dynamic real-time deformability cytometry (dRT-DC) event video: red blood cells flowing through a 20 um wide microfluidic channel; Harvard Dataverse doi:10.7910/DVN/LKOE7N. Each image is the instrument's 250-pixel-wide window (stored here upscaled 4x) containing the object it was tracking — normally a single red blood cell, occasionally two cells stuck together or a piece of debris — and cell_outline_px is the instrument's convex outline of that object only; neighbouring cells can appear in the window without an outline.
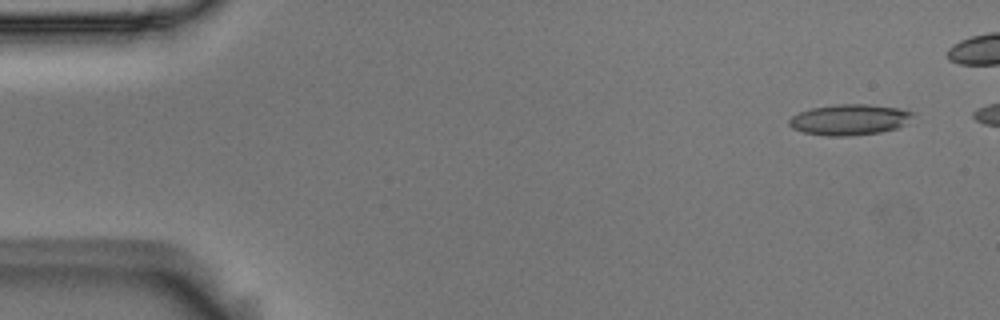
{"species": "Egyptian fruit bat (a non-hibernating species)", "species_latin": "Rousettus aegyptiacus", "temperature_condition": "room temperature", "stored_images_in_passage": 48, "camera_frame_rate_fps": 3000, "um_per_image_px": 0.085, "animal": {"sex": "male"}, "frame": {"image": 1, "passage_image": 3, "time_ms": 0.667, "image_size_px": [1000, 320], "cell_outline_px": [[916, 112], [900, 128], [880, 132], [848, 136], [828, 136], [804, 132], [792, 128], [788, 124], [788, 120], [792, 116], [800, 112], [812, 108], [836, 104], [868, 104], [900, 108]], "centroid_in_image_um": [72.22, 10.17], "position_along_channel_um": 12.8, "area_um2": 22.25}}
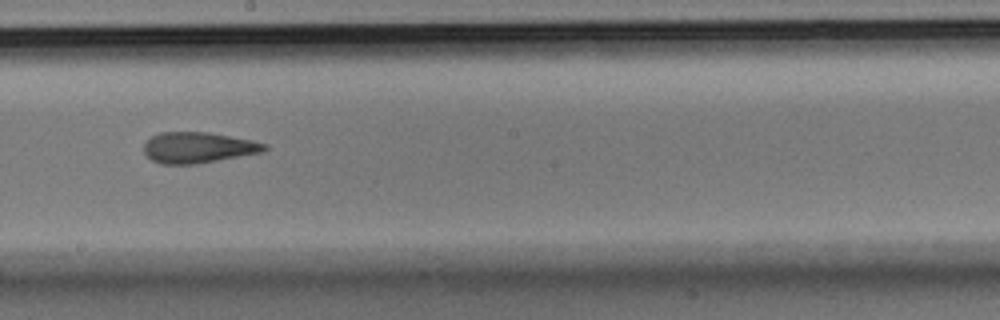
{"frame": {"image": 2, "passage_image": 30, "time_ms": 9.667, "image_size_px": [1000, 320], "cell_outline_px": [[268, 148], [264, 152], [196, 164], [160, 164], [152, 160], [144, 152], [144, 144], [152, 136], [160, 132], [208, 132], [252, 140], [268, 144]], "centroid_in_image_um": [16.86, 12.54], "position_along_channel_um": 231.3, "area_um2": 21.73}}
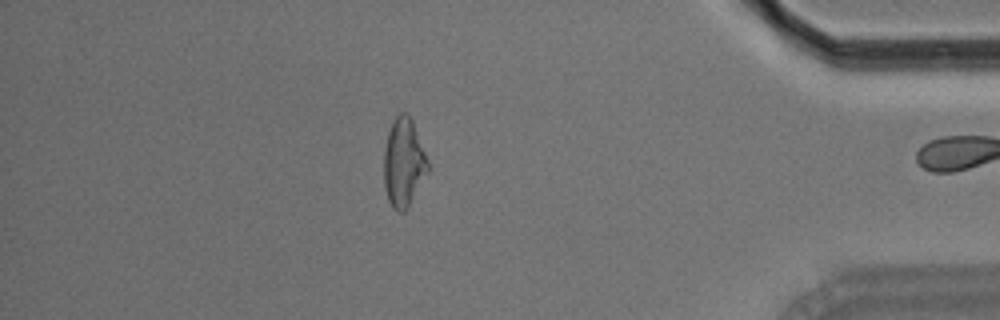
{"frame": {"image": 3, "passage_image": 47, "time_ms": 15.333, "image_size_px": [1000, 320], "cell_outline_px": [[428, 172], [408, 208], [404, 212], [396, 212], [392, 208], [388, 200], [384, 188], [384, 148], [388, 132], [392, 120], [400, 112], [404, 112], [412, 120], [428, 160]], "centroid_in_image_um": [34.29, 13.86], "position_along_channel_um": 400.9, "area_um2": 22.83}, "authors_computed_cell_mechanics": {"area_um2": 22.1085, "velocity_mm_per_s": 3.6821, "shape_relaxation_time_tau1_ms": 6.6552, "shape_relaxation_time_tau2_ms": 2.2776, "deformation_change_tau1": 0.2105, "deformation_change_tau2": 0.1262}}